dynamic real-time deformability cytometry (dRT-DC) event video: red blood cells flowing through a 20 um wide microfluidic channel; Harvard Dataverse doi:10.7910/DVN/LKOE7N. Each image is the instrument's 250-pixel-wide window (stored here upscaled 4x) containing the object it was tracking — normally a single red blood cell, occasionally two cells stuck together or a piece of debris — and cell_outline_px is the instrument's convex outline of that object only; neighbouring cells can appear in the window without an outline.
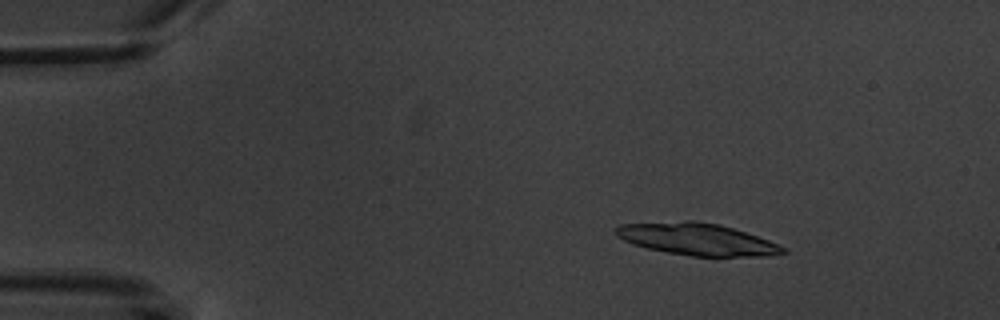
{"species": "common noctule bat (a hibernating species)", "species_latin": "Nyctalus noctula", "temperature_condition": "warm", "stored_images_in_passage": 4, "camera_frame_rate_fps": 3000, "um_per_image_px": 0.085, "animal": {"sex": "male", "body_mass_g": 20.1, "forearm_length_mm": 53.5}, "frame": {"image": 1, "passage_image": 2, "time_ms": 2.0, "image_size_px": [1000, 320], "cell_outline_px": [[788, 252], [768, 256], [692, 256], [668, 252], [648, 248], [632, 244], [616, 236], [612, 228], [620, 224], [688, 220], [692, 220], [720, 224], [768, 240], [784, 248]], "centroid_in_image_um": [59.18, 20.32], "position_along_channel_um": 25.8, "area_um2": 31.04}}